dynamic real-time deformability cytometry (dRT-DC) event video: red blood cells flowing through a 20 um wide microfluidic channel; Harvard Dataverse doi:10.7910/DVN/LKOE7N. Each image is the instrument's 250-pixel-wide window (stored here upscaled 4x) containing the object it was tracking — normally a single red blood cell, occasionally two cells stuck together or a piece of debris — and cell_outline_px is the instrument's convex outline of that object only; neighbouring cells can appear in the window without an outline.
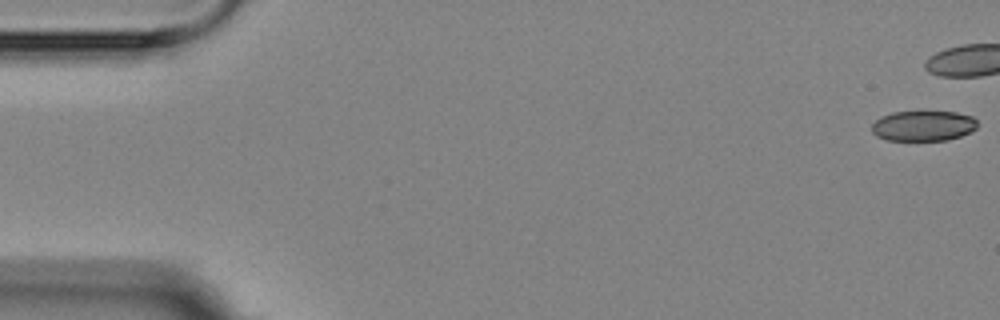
{"species": "Egyptian fruit bat (a non-hibernating species)", "species_latin": "Rousettus aegyptiacus", "temperature_condition": "room temperature", "stored_images_in_passage": 5, "camera_frame_rate_fps": 3000, "um_per_image_px": 0.085, "animal": {"sex": "female"}, "frame": {"image": 1, "passage_image": 1, "time_ms": 0.0, "image_size_px": [1000, 320], "cell_outline_px": [[976, 128], [972, 132], [948, 140], [888, 140], [876, 136], [872, 132], [872, 124], [880, 116], [892, 112], [956, 112], [972, 116], [976, 120]], "centroid_in_image_um": [78.47, 10.7], "position_along_channel_um": 6.5, "area_um2": 18.67}}